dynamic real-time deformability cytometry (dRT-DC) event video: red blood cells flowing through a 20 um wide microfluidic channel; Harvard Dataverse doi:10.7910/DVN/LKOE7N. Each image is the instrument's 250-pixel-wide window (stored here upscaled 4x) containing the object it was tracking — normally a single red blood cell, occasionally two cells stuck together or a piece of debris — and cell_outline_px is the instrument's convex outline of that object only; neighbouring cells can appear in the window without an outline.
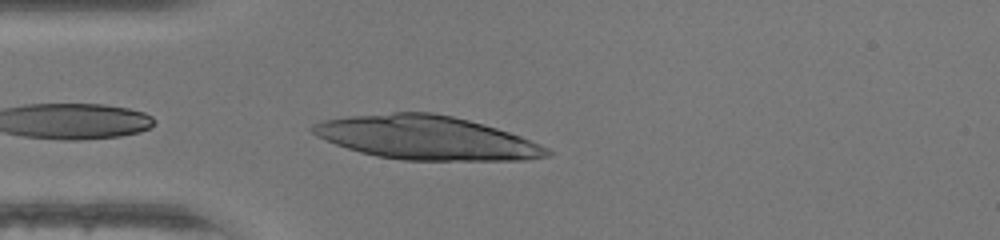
{"species": "human", "species_latin": "Homo sapiens", "temperature_condition": "warm", "stored_images_in_passage": 33, "camera_frame_rate_fps": 3000, "um_per_image_px": 0.085, "donor": {"sex": "female"}, "frame": {"image": 1, "passage_image": 1, "time_ms": 0.0, "image_size_px": [1000, 240], "cell_outline_px": [[552, 156], [524, 160], [404, 160], [376, 156], [360, 152], [336, 144], [312, 132], [308, 128], [312, 124], [324, 120], [348, 116], [392, 112], [432, 112], [452, 116], [484, 124], [520, 136], [548, 148], [552, 152]], "centroid_in_image_um": [36.26, 11.71], "position_along_channel_um": 48.7, "area_um2": 59.42}}